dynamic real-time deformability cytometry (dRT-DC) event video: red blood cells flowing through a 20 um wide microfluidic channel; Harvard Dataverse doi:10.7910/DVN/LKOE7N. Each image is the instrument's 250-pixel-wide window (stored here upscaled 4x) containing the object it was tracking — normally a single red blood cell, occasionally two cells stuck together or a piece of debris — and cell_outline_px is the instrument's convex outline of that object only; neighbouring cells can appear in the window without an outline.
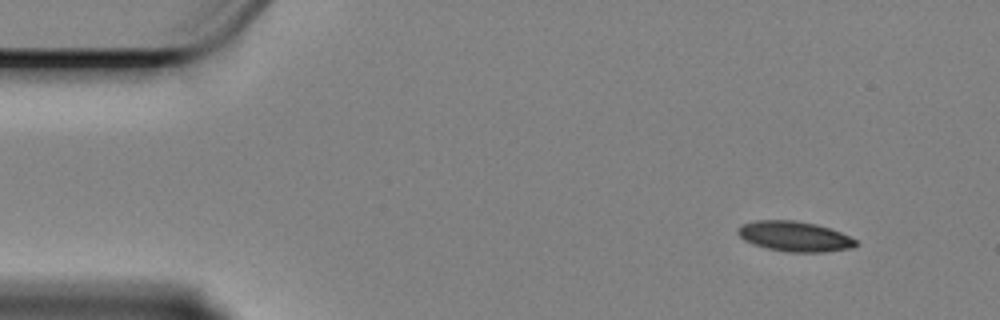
{"species": "Egyptian fruit bat (a non-hibernating species)", "species_latin": "Rousettus aegyptiacus", "temperature_condition": "cold", "stored_images_in_passage": 54, "camera_frame_rate_fps": 3000, "um_per_image_px": 0.085, "animal": {"sex": "female"}, "frame": {"image": 1, "passage_image": 1, "time_ms": 0.0, "image_size_px": [1000, 320], "cell_outline_px": [[860, 244], [852, 248], [824, 252], [788, 252], [768, 248], [752, 244], [744, 240], [736, 232], [736, 228], [740, 224], [756, 220], [796, 220], [816, 224], [840, 232], [856, 240]], "centroid_in_image_um": [67.51, 20.09], "position_along_channel_um": 17.5, "area_um2": 20.87}}
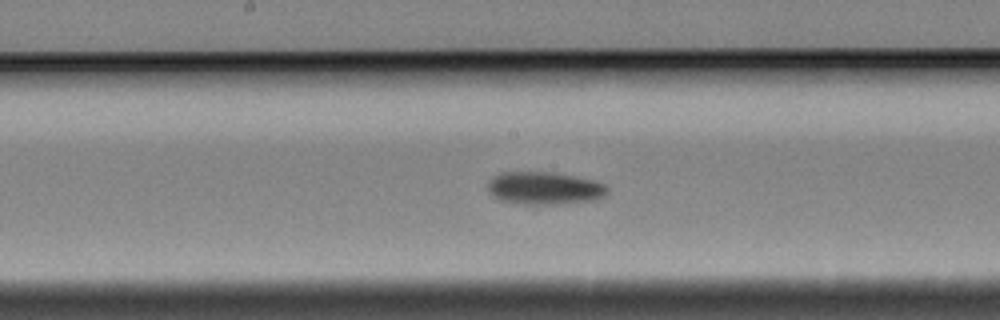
{"frame": {"image": 2, "passage_image": 25, "time_ms": 8.0, "image_size_px": [1000, 320], "cell_outline_px": [[608, 192], [604, 196], [596, 200], [568, 204], [516, 204], [500, 200], [492, 196], [488, 188], [488, 180], [492, 176], [500, 172], [548, 172], [572, 176], [592, 180], [604, 184], [608, 188]], "centroid_in_image_um": [46.25, 16.01], "position_along_channel_um": 202.0, "area_um2": 23.0}}
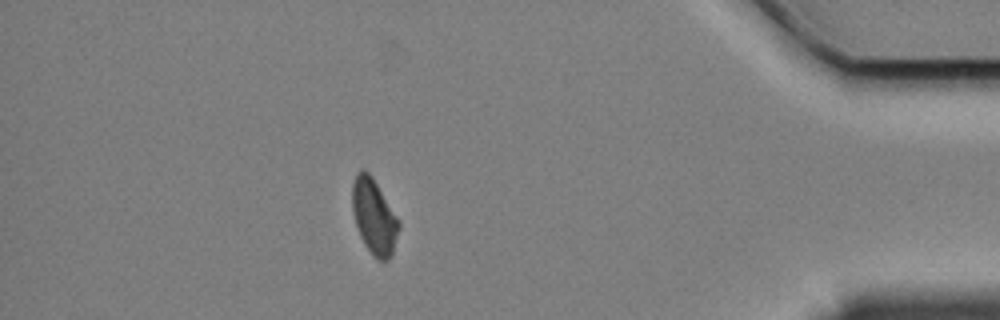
{"frame": {"image": 3, "passage_image": 47, "time_ms": 15.333, "image_size_px": [1000, 320], "cell_outline_px": [[400, 228], [392, 252], [388, 260], [376, 260], [372, 256], [364, 244], [360, 236], [352, 212], [352, 184], [356, 172], [368, 172], [372, 176], [400, 220]], "centroid_in_image_um": [31.8, 18.43], "position_along_channel_um": 403.4, "area_um2": 20.46}, "authors_computed_cell_mechanics": {"area_um2": 21.4727, "velocity_mm_per_s": 3.3653, "shape_relaxation_time_tau1_ms": 4.0944, "shape_relaxation_time_tau2_ms": null, "deformation_change_tau1": 0.0991, "deformation_change_tau2": null}}